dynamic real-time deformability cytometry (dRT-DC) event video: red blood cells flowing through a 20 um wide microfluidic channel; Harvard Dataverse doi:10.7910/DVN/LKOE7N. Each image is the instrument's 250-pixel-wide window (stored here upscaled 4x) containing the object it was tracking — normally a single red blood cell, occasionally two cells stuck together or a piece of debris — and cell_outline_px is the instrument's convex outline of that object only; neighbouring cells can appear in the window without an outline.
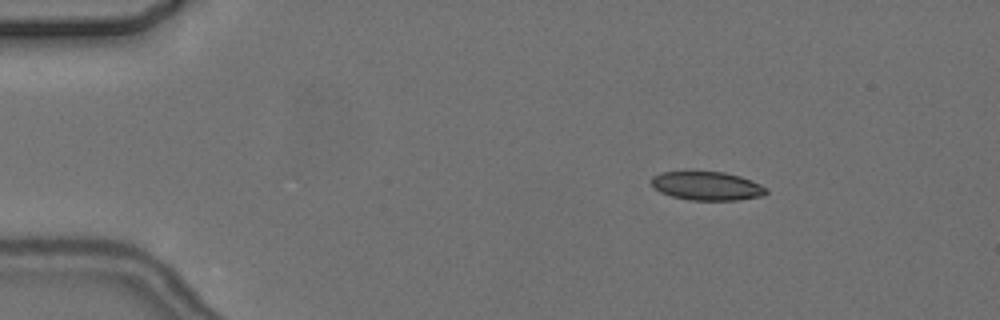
{"species": "common noctule bat (a hibernating species)", "species_latin": "Nyctalus noctula", "temperature_condition": "cold", "stored_images_in_passage": 4, "camera_frame_rate_fps": 3000, "um_per_image_px": 0.085, "animal": {"sex": "female", "body_mass_g": 24.6, "forearm_length_mm": 56.2}, "frame": {"image": 1, "passage_image": 2, "time_ms": 1.0, "image_size_px": [1000, 320], "cell_outline_px": [[768, 192], [764, 196], [736, 200], [688, 200], [672, 196], [660, 192], [652, 184], [652, 176], [660, 172], [724, 172], [740, 176], [752, 180], [768, 188]], "centroid_in_image_um": [60.14, 15.81], "position_along_channel_um": 24.9, "area_um2": 19.19}}